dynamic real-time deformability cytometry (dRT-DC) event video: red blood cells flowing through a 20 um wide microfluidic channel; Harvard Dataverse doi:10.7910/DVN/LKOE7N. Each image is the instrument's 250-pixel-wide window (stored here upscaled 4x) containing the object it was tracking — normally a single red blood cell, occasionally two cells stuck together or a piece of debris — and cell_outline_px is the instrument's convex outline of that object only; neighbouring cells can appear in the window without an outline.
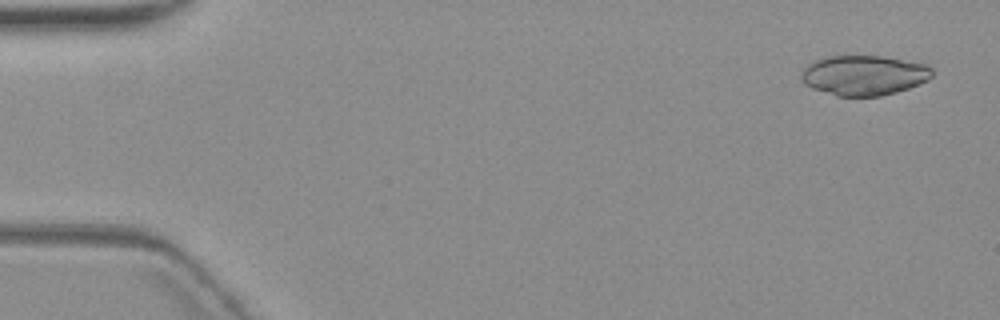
{"species": "common noctule bat (a hibernating species)", "species_latin": "Nyctalus noctula", "temperature_condition": "warm", "stored_images_in_passage": 2, "camera_frame_rate_fps": 3000, "um_per_image_px": 0.085, "animal": {"sex": "female", "body_mass_g": 19.3, "forearm_length_mm": 54.1}, "frame": {"image": 1, "passage_image": 1, "time_ms": 0.0, "image_size_px": [1000, 320], "cell_outline_px": [[932, 76], [928, 80], [920, 84], [896, 92], [880, 96], [836, 96], [812, 88], [804, 84], [800, 80], [800, 76], [804, 68], [812, 60], [828, 56], [880, 56], [924, 64], [932, 68]], "centroid_in_image_um": [73.39, 6.4], "position_along_channel_um": 11.6, "area_um2": 30.52}}